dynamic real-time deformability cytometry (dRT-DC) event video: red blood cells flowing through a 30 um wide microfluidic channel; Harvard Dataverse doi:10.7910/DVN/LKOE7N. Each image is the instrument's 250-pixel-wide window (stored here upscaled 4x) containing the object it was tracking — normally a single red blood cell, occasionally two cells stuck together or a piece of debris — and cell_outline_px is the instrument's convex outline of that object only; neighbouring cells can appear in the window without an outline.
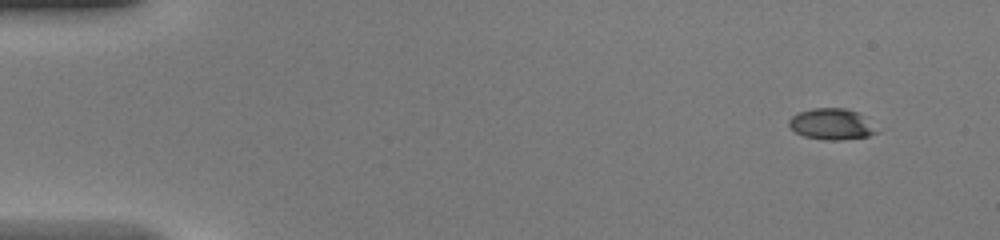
{"species": "common noctule bat (a hibernating species)", "species_latin": "Nyctalus noctula", "temperature_condition": "warm", "stored_images_in_passage": 44, "camera_frame_rate_fps": 3000, "um_per_image_px": 0.085, "animal": {"sex": "female", "body_mass_g": 20.0, "forearm_length_mm": 54.0}, "frame": {"image": 1, "passage_image": 1, "time_ms": 0.0, "image_size_px": [1000, 240], "cell_outline_px": [[880, 132], [868, 136], [840, 140], [824, 140], [804, 136], [796, 132], [788, 124], [788, 120], [796, 112], [812, 108], [844, 108], [856, 112]], "centroid_in_image_um": [70.63, 10.55], "position_along_channel_um": 14.4, "area_um2": 15.72}}
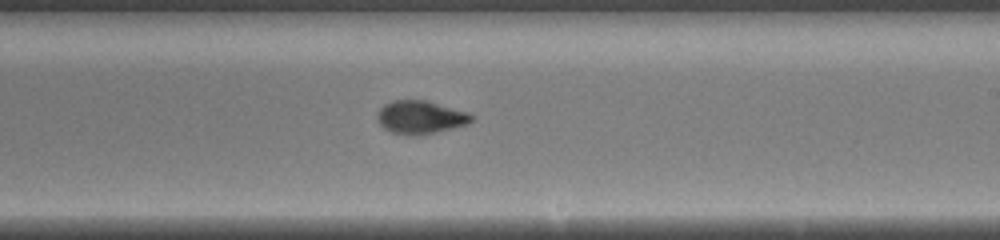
{"frame": {"image": 2, "passage_image": 26, "time_ms": 8.333, "image_size_px": [1000, 240], "cell_outline_px": [[476, 116], [468, 124], [436, 132], [416, 136], [392, 132], [384, 128], [376, 120], [376, 112], [384, 104], [392, 100], [428, 100], [468, 112]], "centroid_in_image_um": [35.73, 9.95], "position_along_channel_um": 253.3, "area_um2": 18.44}}
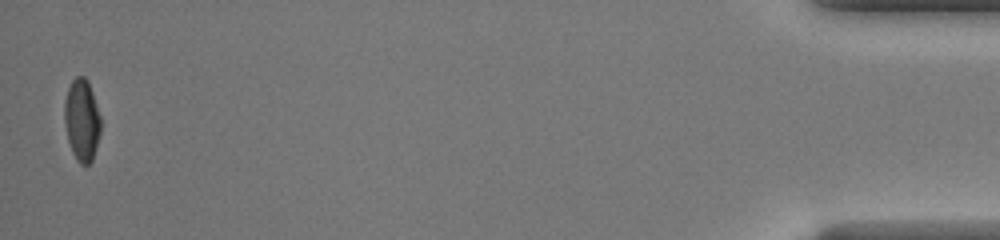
{"frame": {"image": 3, "passage_image": 44, "time_ms": 14.333, "image_size_px": [1000, 240], "cell_outline_px": [[100, 132], [92, 160], [88, 164], [80, 164], [76, 160], [72, 152], [68, 140], [64, 124], [64, 104], [68, 88], [72, 80], [76, 76], [84, 76], [88, 80], [100, 116]], "centroid_in_image_um": [6.94, 10.2], "position_along_channel_um": 428.3, "area_um2": 17.22}}